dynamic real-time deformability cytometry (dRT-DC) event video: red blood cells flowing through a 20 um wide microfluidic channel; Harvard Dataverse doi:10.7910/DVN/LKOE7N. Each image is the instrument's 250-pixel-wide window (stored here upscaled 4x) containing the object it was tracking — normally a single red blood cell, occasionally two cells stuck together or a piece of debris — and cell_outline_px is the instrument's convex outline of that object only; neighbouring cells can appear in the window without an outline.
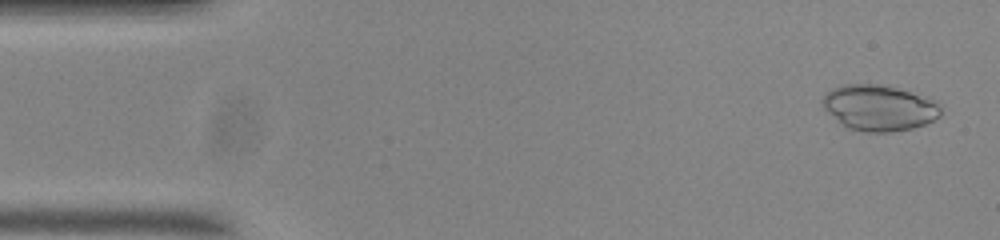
{"species": "common noctule bat (a hibernating species)", "species_latin": "Nyctalus noctula", "temperature_condition": "room temperature", "stored_images_in_passage": 53, "camera_frame_rate_fps": 3000, "um_per_image_px": 0.085, "animal": {"sex": "male", "body_mass_g": 20.0, "forearm_length_mm": 53.3}, "frame": {"image": 1, "passage_image": 2, "time_ms": 0.333, "image_size_px": [1000, 240], "cell_outline_px": [[940, 116], [924, 124], [912, 128], [892, 132], [864, 132], [848, 128], [828, 112], [824, 108], [824, 96], [832, 88], [844, 84], [876, 84], [924, 96], [936, 100], [940, 108]], "centroid_in_image_um": [74.73, 9.17], "position_along_channel_um": 10.3, "area_um2": 30.92}}
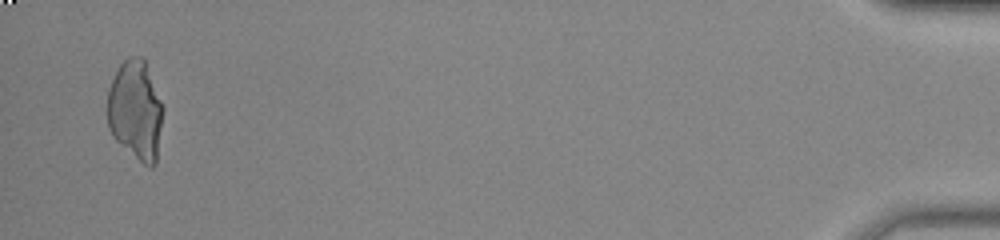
{"frame": {"image": 2, "passage_image": 52, "time_ms": 17.0, "image_size_px": [1000, 240], "cell_outline_px": [[164, 108], [156, 164], [152, 168], [148, 168], [116, 140], [108, 128], [108, 88], [120, 64], [128, 56], [140, 56], [144, 60]], "centroid_in_image_um": [11.53, 9.39], "position_along_channel_um": 423.7, "area_um2": 32.14}}